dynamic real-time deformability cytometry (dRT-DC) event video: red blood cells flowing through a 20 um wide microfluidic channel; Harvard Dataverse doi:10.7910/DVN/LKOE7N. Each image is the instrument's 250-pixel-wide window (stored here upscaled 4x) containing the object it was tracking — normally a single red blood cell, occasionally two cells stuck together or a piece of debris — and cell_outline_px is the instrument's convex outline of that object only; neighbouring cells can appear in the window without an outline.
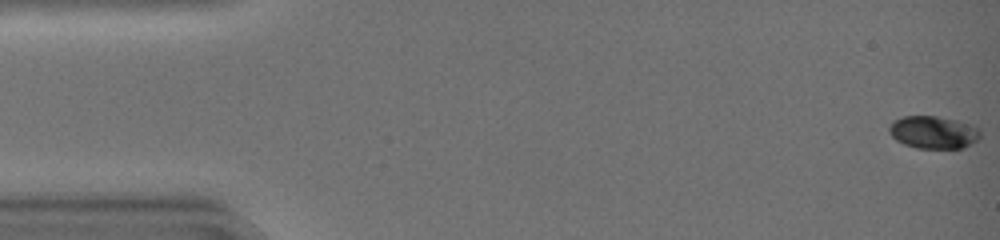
{"species": "common noctule bat (a hibernating species)", "species_latin": "Nyctalus noctula", "temperature_condition": "warm", "stored_images_in_passage": 10, "camera_frame_rate_fps": 3000, "um_per_image_px": 0.085, "animal": {"sex": "female", "body_mass_g": 19.0, "forearm_length_mm": 51.5}, "frame": {"image": 1, "passage_image": 1, "time_ms": 0.0, "image_size_px": [1000, 240], "cell_outline_px": [[980, 136], [972, 144], [964, 148], [916, 148], [904, 144], [896, 140], [888, 132], [888, 128], [892, 120], [904, 116], [936, 116], [956, 120], [980, 128]], "centroid_in_image_um": [79.31, 11.24], "position_along_channel_um": 5.7, "area_um2": 17.4}}